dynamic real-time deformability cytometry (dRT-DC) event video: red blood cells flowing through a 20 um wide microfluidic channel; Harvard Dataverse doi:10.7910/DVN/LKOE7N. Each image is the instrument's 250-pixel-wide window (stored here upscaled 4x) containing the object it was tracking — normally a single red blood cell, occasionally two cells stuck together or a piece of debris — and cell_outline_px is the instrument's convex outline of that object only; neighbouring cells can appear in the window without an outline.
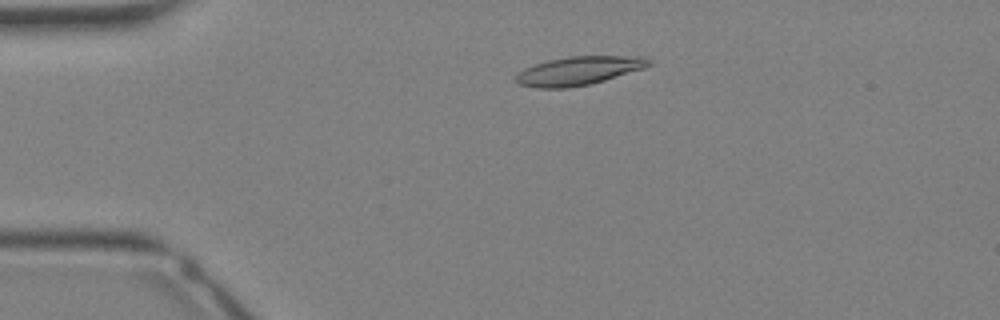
{"species": "Egyptian fruit bat (a non-hibernating species)", "species_latin": "Rousettus aegyptiacus", "temperature_condition": "warm", "stored_images_in_passage": 29, "camera_frame_rate_fps": 3000, "um_per_image_px": 0.085, "animal": {"sex": "female"}, "frame": {"image": 1, "passage_image": 2, "time_ms": 0.333, "image_size_px": [1000, 320], "cell_outline_px": [[652, 64], [644, 68], [604, 80], [588, 84], [568, 88], [536, 88], [516, 84], [516, 76], [524, 68], [548, 60], [568, 56], [644, 56], [652, 60]], "centroid_in_image_um": [49.2, 6.01], "position_along_channel_um": 35.8, "area_um2": 22.14}}
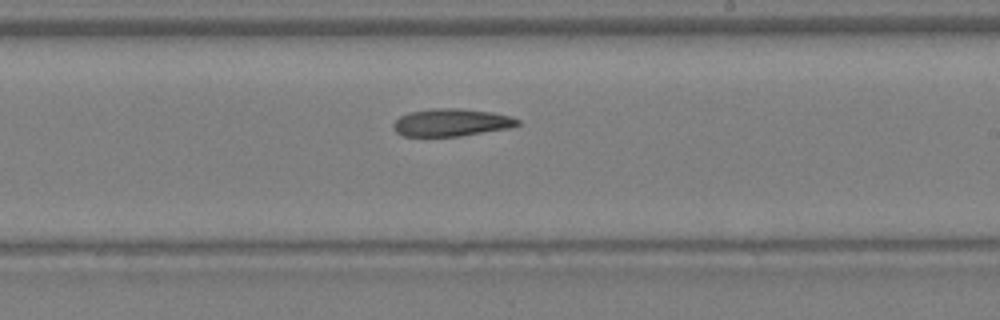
{"frame": {"image": 2, "passage_image": 15, "time_ms": 4.667, "image_size_px": [1000, 320], "cell_outline_px": [[520, 124], [512, 128], [460, 136], [404, 136], [396, 132], [392, 128], [392, 124], [400, 116], [408, 112], [432, 108], [456, 108], [492, 112], [508, 116], [520, 120]], "centroid_in_image_um": [38.35, 10.41], "position_along_channel_um": 250.6, "area_um2": 20.06}}
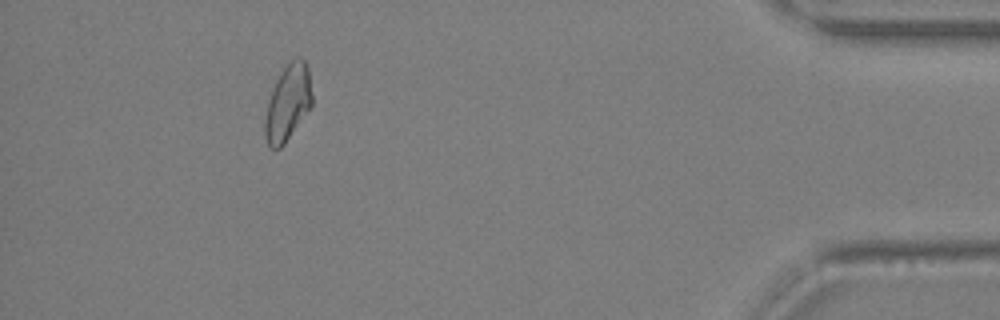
{"frame": {"image": 3, "passage_image": 26, "time_ms": 8.333, "image_size_px": [1000, 320], "cell_outline_px": [[312, 104], [284, 144], [280, 148], [268, 148], [264, 136], [264, 120], [268, 100], [272, 88], [276, 80], [288, 60], [296, 56], [300, 56], [304, 60], [308, 68], [312, 96]], "centroid_in_image_um": [24.44, 8.71], "position_along_channel_um": 410.8, "area_um2": 20.98}}